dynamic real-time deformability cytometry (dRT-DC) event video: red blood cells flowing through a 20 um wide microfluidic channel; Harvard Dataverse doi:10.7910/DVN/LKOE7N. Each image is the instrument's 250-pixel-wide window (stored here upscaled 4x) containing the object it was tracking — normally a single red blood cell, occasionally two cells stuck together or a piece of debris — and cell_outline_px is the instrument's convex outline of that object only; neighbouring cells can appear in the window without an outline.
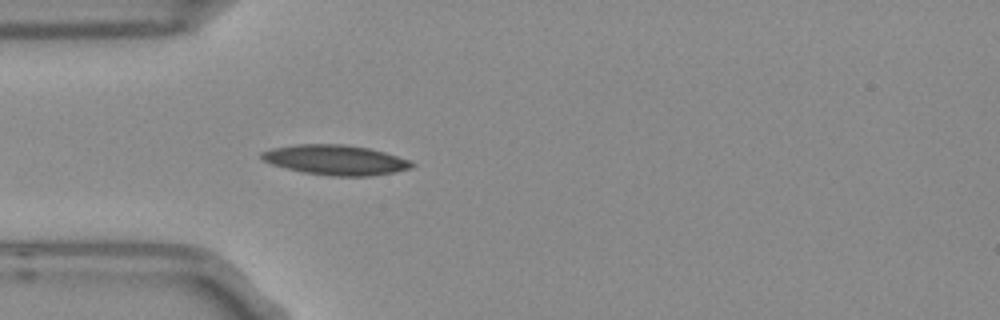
{"species": "Egyptian fruit bat (a non-hibernating species)", "species_latin": "Rousettus aegyptiacus", "temperature_condition": "room temperature", "stored_images_in_passage": 4, "camera_frame_rate_fps": 3000, "um_per_image_px": 0.085, "frame": {"image": 1, "passage_image": 4, "time_ms": 1.0, "image_size_px": [1000, 320], "cell_outline_px": [[416, 164], [412, 168], [396, 172], [368, 176], [332, 176], [304, 172], [272, 164], [264, 160], [260, 156], [260, 152], [272, 148], [296, 144], [344, 144], [368, 148], [384, 152], [408, 160]], "centroid_in_image_um": [28.53, 13.59], "position_along_channel_um": 56.5, "area_um2": 26.07}}